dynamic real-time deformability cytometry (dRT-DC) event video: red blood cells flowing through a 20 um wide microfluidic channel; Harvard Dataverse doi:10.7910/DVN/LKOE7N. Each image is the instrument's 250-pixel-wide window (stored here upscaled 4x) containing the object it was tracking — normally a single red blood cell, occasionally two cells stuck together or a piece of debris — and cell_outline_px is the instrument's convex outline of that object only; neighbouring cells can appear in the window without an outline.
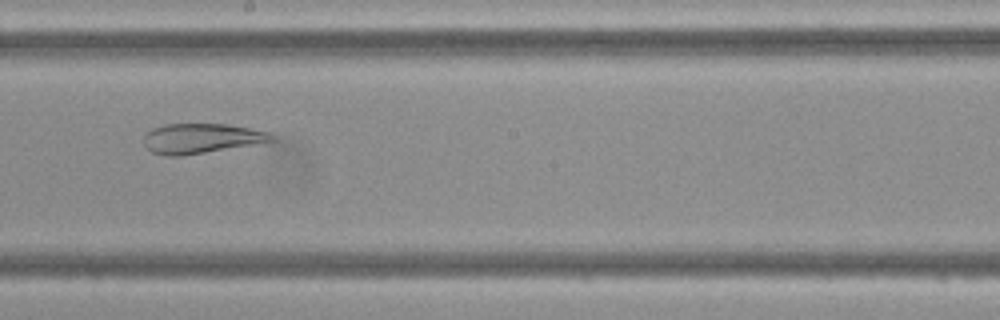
{"species": "Egyptian fruit bat (a non-hibernating species)", "species_latin": "Rousettus aegyptiacus", "temperature_condition": "cold", "stored_images_in_passage": 47, "camera_frame_rate_fps": 3000, "um_per_image_px": 0.085, "frame": {"image": 1, "passage_image": 26, "time_ms": 8.333, "image_size_px": [1000, 320], "cell_outline_px": [[276, 140], [180, 156], [164, 156], [152, 152], [144, 144], [144, 136], [152, 128], [164, 124], [228, 124], [252, 128], [272, 132], [276, 136]], "centroid_in_image_um": [17.13, 11.75], "position_along_channel_um": 231.1, "area_um2": 22.2}}
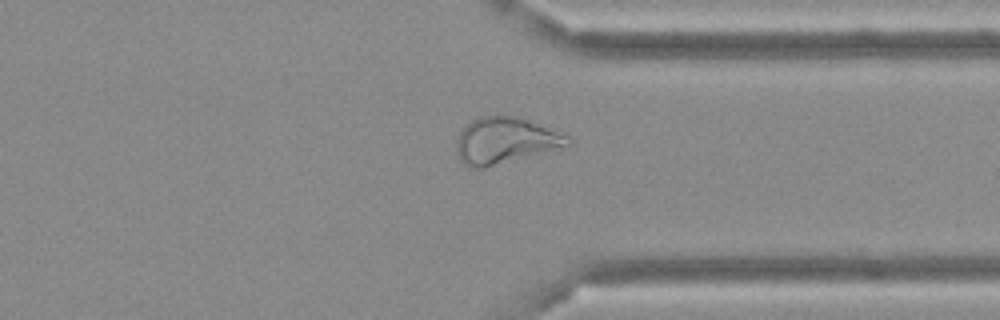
{"frame": {"image": 2, "passage_image": 36, "time_ms": 11.667, "image_size_px": [1000, 320], "cell_outline_px": [[572, 144], [484, 168], [468, 168], [460, 160], [456, 148], [456, 140], [460, 132], [476, 116], [520, 116], [568, 136], [572, 140]], "centroid_in_image_um": [42.91, 11.94], "position_along_channel_um": 368.5, "area_um2": 29.71}}
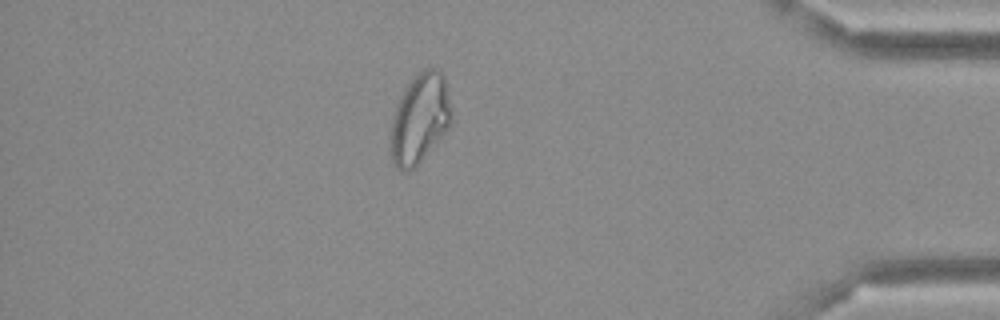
{"frame": {"image": 3, "passage_image": 41, "time_ms": 13.333, "image_size_px": [1000, 320], "cell_outline_px": [[452, 124], [416, 168], [404, 172], [400, 172], [396, 168], [392, 160], [392, 116], [396, 104], [404, 88], [424, 68], [440, 68], [444, 76], [452, 108]], "centroid_in_image_um": [35.71, 10.09], "position_along_channel_um": 399.5, "area_um2": 32.08}}